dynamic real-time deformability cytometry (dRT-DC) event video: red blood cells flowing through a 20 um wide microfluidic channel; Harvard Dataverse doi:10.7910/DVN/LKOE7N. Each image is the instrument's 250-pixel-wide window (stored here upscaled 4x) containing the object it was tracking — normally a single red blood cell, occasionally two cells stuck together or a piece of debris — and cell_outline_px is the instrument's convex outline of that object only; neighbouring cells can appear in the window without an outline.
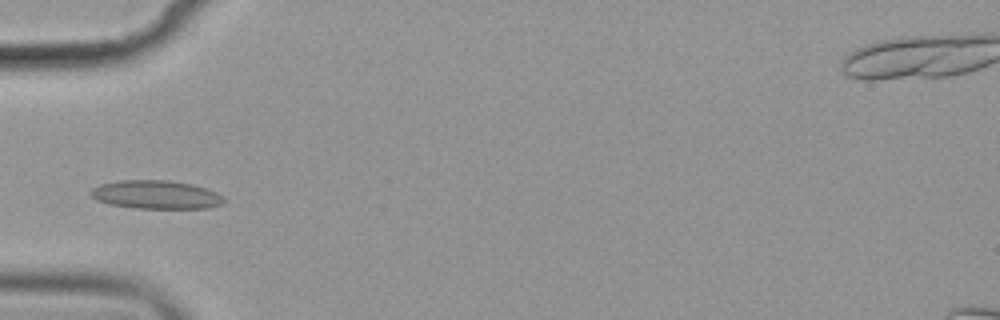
{"species": "common noctule bat (a hibernating species)", "species_latin": "Nyctalus noctula", "temperature_condition": "cold", "stored_images_in_passage": 9, "camera_frame_rate_fps": 3000, "um_per_image_px": 0.085, "animal": {"sex": "female", "body_mass_g": 19.9}, "frame": {"image": 1, "passage_image": 6, "time_ms": 6.667, "image_size_px": [1000, 320], "cell_outline_px": [[228, 200], [224, 204], [208, 208], [132, 208], [108, 204], [96, 200], [88, 192], [92, 188], [100, 184], [116, 180], [168, 180], [192, 184], [216, 192]], "centroid_in_image_um": [13.25, 16.55], "position_along_channel_um": 71.7, "area_um2": 22.37}}
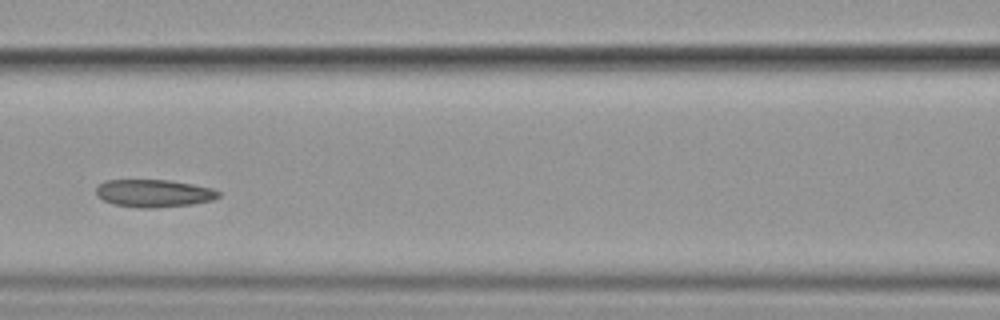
{"frame": {"image": 2, "passage_image": 8, "time_ms": 9.0, "image_size_px": [1000, 320], "cell_outline_px": [[220, 196], [212, 200], [192, 204], [156, 208], [140, 208], [112, 204], [96, 196], [96, 188], [104, 180], [168, 180], [192, 184], [212, 188], [220, 192]], "centroid_in_image_um": [13.06, 16.43], "position_along_channel_um": 153.5, "area_um2": 19.77}}
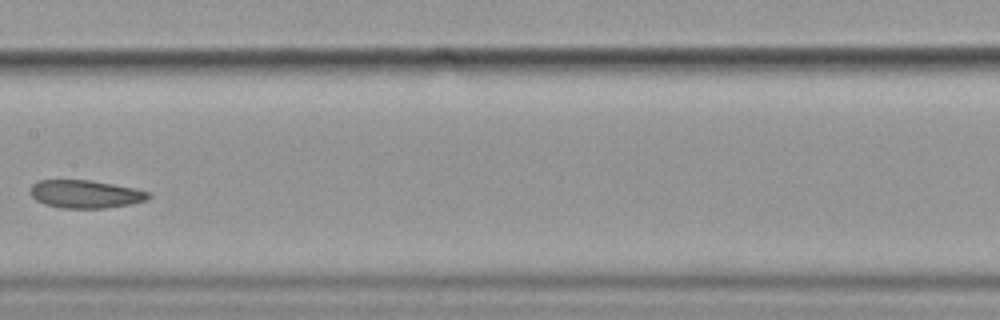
{"frame": {"image": 3, "passage_image": 9, "time_ms": 10.333, "image_size_px": [1000, 320], "cell_outline_px": [[152, 196], [148, 200], [132, 204], [104, 208], [60, 208], [44, 204], [36, 200], [32, 196], [32, 184], [40, 180], [92, 180], [136, 188], [148, 192]], "centroid_in_image_um": [7.31, 16.5], "position_along_channel_um": 200.1, "area_um2": 19.36}}